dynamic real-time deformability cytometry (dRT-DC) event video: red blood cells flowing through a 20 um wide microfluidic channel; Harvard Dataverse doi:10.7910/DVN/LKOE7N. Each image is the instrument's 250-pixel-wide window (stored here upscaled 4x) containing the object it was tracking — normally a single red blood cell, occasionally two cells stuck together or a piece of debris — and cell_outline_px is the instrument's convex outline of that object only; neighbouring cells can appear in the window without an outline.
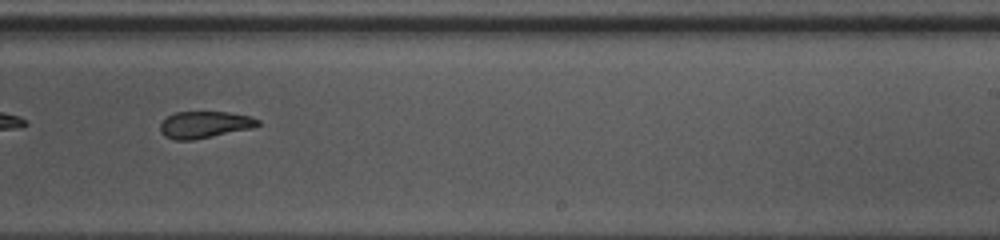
{"species": "common noctule bat (a hibernating species)", "species_latin": "Nyctalus noctula", "temperature_condition": "warm", "stored_images_in_passage": 35, "camera_frame_rate_fps": 3000, "um_per_image_px": 0.085, "animal": {"sex": "female", "body_mass_g": 10.0, "forearm_length_mm": 53.1}, "frame": {"image": 1, "passage_image": 16, "time_ms": 5.0, "image_size_px": [1000, 240], "cell_outline_px": [[260, 124], [252, 128], [192, 140], [176, 140], [164, 136], [160, 132], [160, 124], [168, 116], [176, 112], [228, 112], [252, 116], [260, 120]], "centroid_in_image_um": [17.4, 10.59], "position_along_channel_um": 271.6, "area_um2": 15.2}}